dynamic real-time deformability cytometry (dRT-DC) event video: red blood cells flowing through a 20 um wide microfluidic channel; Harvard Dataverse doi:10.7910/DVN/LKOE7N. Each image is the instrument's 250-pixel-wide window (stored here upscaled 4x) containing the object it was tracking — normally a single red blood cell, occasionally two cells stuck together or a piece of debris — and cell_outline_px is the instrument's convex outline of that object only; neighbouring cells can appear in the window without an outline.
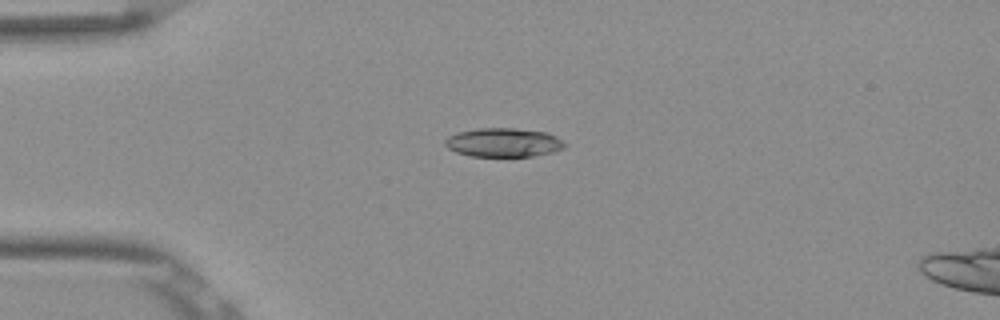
{"species": "Egyptian fruit bat (a non-hibernating species)", "species_latin": "Rousettus aegyptiacus", "temperature_condition": "room temperature", "stored_images_in_passage": 40, "camera_frame_rate_fps": 3000, "um_per_image_px": 0.085, "frame": {"image": 1, "passage_image": 1, "time_ms": 0.0, "image_size_px": [1000, 320], "cell_outline_px": [[568, 144], [564, 148], [552, 152], [532, 156], [472, 156], [456, 152], [448, 148], [444, 144], [444, 140], [448, 136], [460, 132], [480, 128], [512, 128], [548, 132], [556, 136]], "centroid_in_image_um": [42.82, 12.11], "position_along_channel_um": 42.2, "area_um2": 20.11}}
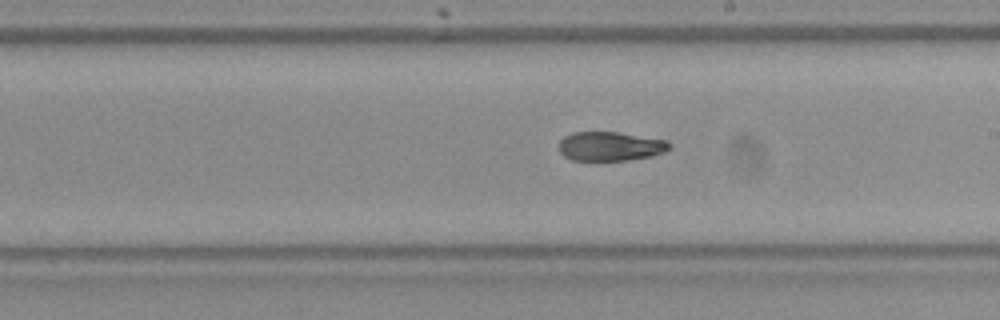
{"frame": {"image": 2, "passage_image": 18, "time_ms": 5.667, "image_size_px": [1000, 320], "cell_outline_px": [[672, 148], [664, 152], [652, 156], [628, 160], [596, 164], [572, 160], [564, 156], [560, 152], [560, 140], [564, 136], [572, 132], [616, 132], [668, 140], [672, 144]], "centroid_in_image_um": [51.87, 12.48], "position_along_channel_um": 237.1, "area_um2": 19.65}}
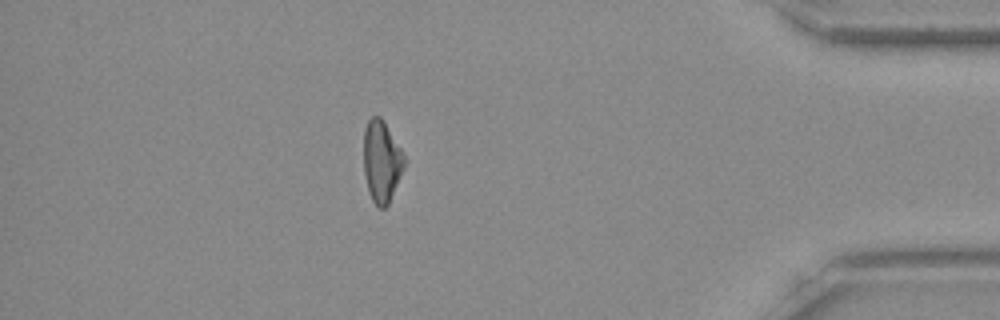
{"frame": {"image": 3, "passage_image": 34, "time_ms": 11.0, "image_size_px": [1000, 320], "cell_outline_px": [[404, 168], [388, 204], [384, 208], [380, 208], [372, 200], [368, 192], [364, 172], [364, 128], [368, 120], [372, 116], [380, 116], [400, 148], [404, 156]], "centroid_in_image_um": [32.41, 13.72], "position_along_channel_um": 402.8, "area_um2": 19.02}, "authors_computed_cell_mechanics": {"area_um2": 20.1722, "velocity_mm_per_s": 3.8844, "shape_relaxation_time_tau1_ms": null, "shape_relaxation_time_tau2_ms": 4.6173, "deformation_change_tau1": null, "deformation_change_tau2": 0.0975}}